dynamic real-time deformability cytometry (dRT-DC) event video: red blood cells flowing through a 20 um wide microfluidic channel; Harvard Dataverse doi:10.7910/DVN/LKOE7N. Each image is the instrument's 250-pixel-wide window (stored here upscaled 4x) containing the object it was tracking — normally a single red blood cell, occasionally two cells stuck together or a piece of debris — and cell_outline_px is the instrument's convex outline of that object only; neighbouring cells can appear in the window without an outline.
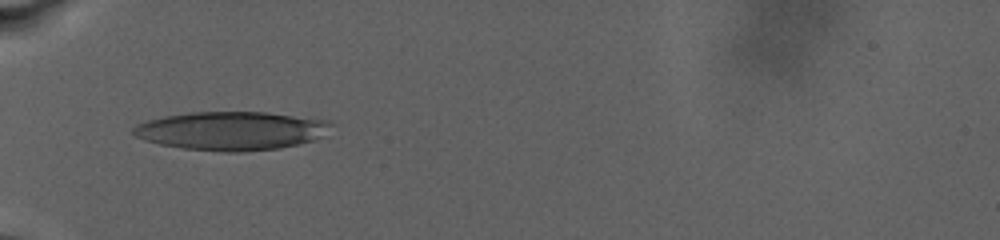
{"species": "human", "species_latin": "Homo sapiens", "temperature_condition": "warm", "stored_images_in_passage": 6, "camera_frame_rate_fps": 3000, "um_per_image_px": 0.085, "donor": {"sex": "male"}, "frame": {"image": 1, "passage_image": 1, "time_ms": 0.0, "image_size_px": [1000, 240], "cell_outline_px": [[332, 124], [324, 136], [316, 140], [300, 144], [280, 148], [244, 152], [224, 152], [184, 148], [160, 144], [144, 140], [136, 136], [132, 132], [132, 128], [136, 124], [148, 120], [164, 116], [188, 112], [268, 112], [328, 120]], "centroid_in_image_um": [19.69, 11.12], "position_along_channel_um": 65.3, "area_um2": 44.74}}
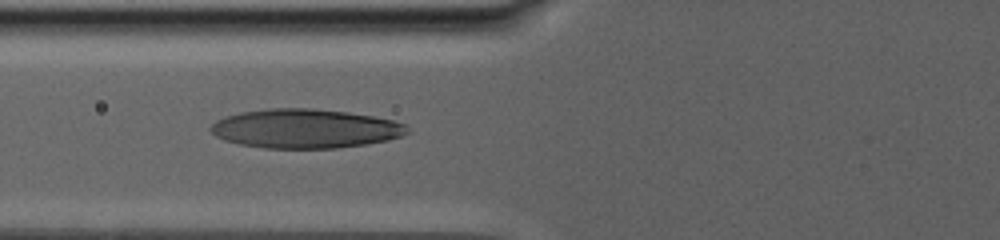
{"frame": {"image": 2, "passage_image": 4, "time_ms": 1.667, "image_size_px": [1000, 240], "cell_outline_px": [[412, 132], [388, 140], [368, 144], [336, 148], [264, 148], [240, 144], [224, 140], [216, 136], [208, 128], [216, 120], [224, 116], [240, 112], [268, 108], [312, 108], [348, 112], [372, 116], [392, 120], [404, 124]], "centroid_in_image_um": [25.93, 10.93], "position_along_channel_um": 99.9, "area_um2": 45.03}}
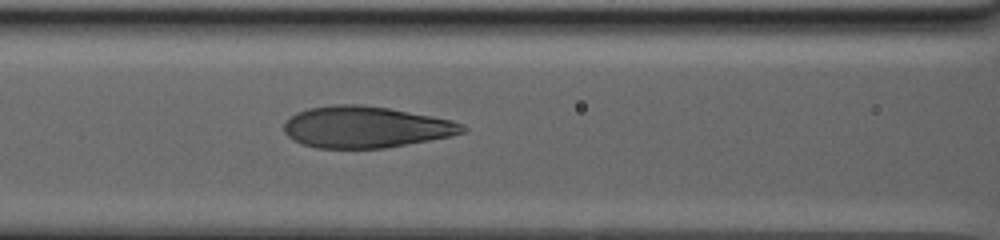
{"frame": {"image": 3, "passage_image": 6, "time_ms": 3.0, "image_size_px": [1000, 240], "cell_outline_px": [[468, 128], [464, 132], [448, 136], [428, 140], [384, 148], [316, 148], [304, 144], [288, 136], [284, 132], [284, 124], [296, 112], [308, 108], [332, 104], [360, 104], [388, 108], [432, 116], [452, 120]], "centroid_in_image_um": [31.06, 10.79], "position_along_channel_um": 135.5, "area_um2": 42.77}}